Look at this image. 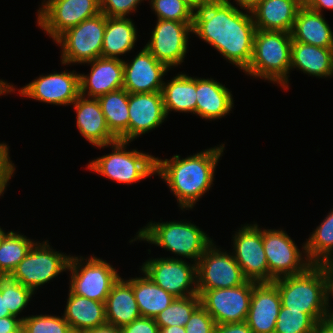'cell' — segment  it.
Here are the masks:
<instances>
[{
	"mask_svg": "<svg viewBox=\"0 0 333 333\" xmlns=\"http://www.w3.org/2000/svg\"><path fill=\"white\" fill-rule=\"evenodd\" d=\"M290 33L294 41L333 49V32L325 17L306 5L298 10Z\"/></svg>",
	"mask_w": 333,
	"mask_h": 333,
	"instance_id": "obj_25",
	"label": "cell"
},
{
	"mask_svg": "<svg viewBox=\"0 0 333 333\" xmlns=\"http://www.w3.org/2000/svg\"><path fill=\"white\" fill-rule=\"evenodd\" d=\"M256 284L247 280L237 287L198 290L201 306L212 316L215 324L244 322Z\"/></svg>",
	"mask_w": 333,
	"mask_h": 333,
	"instance_id": "obj_13",
	"label": "cell"
},
{
	"mask_svg": "<svg viewBox=\"0 0 333 333\" xmlns=\"http://www.w3.org/2000/svg\"><path fill=\"white\" fill-rule=\"evenodd\" d=\"M71 105L77 114V128L91 145L98 147L118 140L110 132L97 99L80 95Z\"/></svg>",
	"mask_w": 333,
	"mask_h": 333,
	"instance_id": "obj_22",
	"label": "cell"
},
{
	"mask_svg": "<svg viewBox=\"0 0 333 333\" xmlns=\"http://www.w3.org/2000/svg\"><path fill=\"white\" fill-rule=\"evenodd\" d=\"M5 190L0 186V196L4 194Z\"/></svg>",
	"mask_w": 333,
	"mask_h": 333,
	"instance_id": "obj_56",
	"label": "cell"
},
{
	"mask_svg": "<svg viewBox=\"0 0 333 333\" xmlns=\"http://www.w3.org/2000/svg\"><path fill=\"white\" fill-rule=\"evenodd\" d=\"M201 305L199 295L175 298V300L157 316L154 320L159 329L170 326H183L190 319L192 313Z\"/></svg>",
	"mask_w": 333,
	"mask_h": 333,
	"instance_id": "obj_35",
	"label": "cell"
},
{
	"mask_svg": "<svg viewBox=\"0 0 333 333\" xmlns=\"http://www.w3.org/2000/svg\"><path fill=\"white\" fill-rule=\"evenodd\" d=\"M100 0H43L37 25L55 41L68 29L98 15Z\"/></svg>",
	"mask_w": 333,
	"mask_h": 333,
	"instance_id": "obj_11",
	"label": "cell"
},
{
	"mask_svg": "<svg viewBox=\"0 0 333 333\" xmlns=\"http://www.w3.org/2000/svg\"><path fill=\"white\" fill-rule=\"evenodd\" d=\"M291 33L259 30L254 35L253 55L245 74L289 87L291 66Z\"/></svg>",
	"mask_w": 333,
	"mask_h": 333,
	"instance_id": "obj_4",
	"label": "cell"
},
{
	"mask_svg": "<svg viewBox=\"0 0 333 333\" xmlns=\"http://www.w3.org/2000/svg\"><path fill=\"white\" fill-rule=\"evenodd\" d=\"M316 325L309 314L281 305L274 333H314Z\"/></svg>",
	"mask_w": 333,
	"mask_h": 333,
	"instance_id": "obj_36",
	"label": "cell"
},
{
	"mask_svg": "<svg viewBox=\"0 0 333 333\" xmlns=\"http://www.w3.org/2000/svg\"><path fill=\"white\" fill-rule=\"evenodd\" d=\"M225 144L205 149L186 158L156 157V174L167 183L181 210L193 209L196 202L213 187L216 165Z\"/></svg>",
	"mask_w": 333,
	"mask_h": 333,
	"instance_id": "obj_2",
	"label": "cell"
},
{
	"mask_svg": "<svg viewBox=\"0 0 333 333\" xmlns=\"http://www.w3.org/2000/svg\"><path fill=\"white\" fill-rule=\"evenodd\" d=\"M106 22L107 16L99 13L61 34L54 43L61 46L62 65H85L102 57Z\"/></svg>",
	"mask_w": 333,
	"mask_h": 333,
	"instance_id": "obj_7",
	"label": "cell"
},
{
	"mask_svg": "<svg viewBox=\"0 0 333 333\" xmlns=\"http://www.w3.org/2000/svg\"><path fill=\"white\" fill-rule=\"evenodd\" d=\"M143 0H100V12L107 17H128Z\"/></svg>",
	"mask_w": 333,
	"mask_h": 333,
	"instance_id": "obj_40",
	"label": "cell"
},
{
	"mask_svg": "<svg viewBox=\"0 0 333 333\" xmlns=\"http://www.w3.org/2000/svg\"><path fill=\"white\" fill-rule=\"evenodd\" d=\"M333 266V258L328 261Z\"/></svg>",
	"mask_w": 333,
	"mask_h": 333,
	"instance_id": "obj_57",
	"label": "cell"
},
{
	"mask_svg": "<svg viewBox=\"0 0 333 333\" xmlns=\"http://www.w3.org/2000/svg\"><path fill=\"white\" fill-rule=\"evenodd\" d=\"M306 239L305 250L312 264H323L333 258V209Z\"/></svg>",
	"mask_w": 333,
	"mask_h": 333,
	"instance_id": "obj_33",
	"label": "cell"
},
{
	"mask_svg": "<svg viewBox=\"0 0 333 333\" xmlns=\"http://www.w3.org/2000/svg\"><path fill=\"white\" fill-rule=\"evenodd\" d=\"M123 88L128 93L160 92L170 70L145 47L129 62L123 60Z\"/></svg>",
	"mask_w": 333,
	"mask_h": 333,
	"instance_id": "obj_18",
	"label": "cell"
},
{
	"mask_svg": "<svg viewBox=\"0 0 333 333\" xmlns=\"http://www.w3.org/2000/svg\"><path fill=\"white\" fill-rule=\"evenodd\" d=\"M63 317L74 333H83L107 324L104 302L78 296L70 290Z\"/></svg>",
	"mask_w": 333,
	"mask_h": 333,
	"instance_id": "obj_27",
	"label": "cell"
},
{
	"mask_svg": "<svg viewBox=\"0 0 333 333\" xmlns=\"http://www.w3.org/2000/svg\"><path fill=\"white\" fill-rule=\"evenodd\" d=\"M262 0H234L240 9L251 11Z\"/></svg>",
	"mask_w": 333,
	"mask_h": 333,
	"instance_id": "obj_50",
	"label": "cell"
},
{
	"mask_svg": "<svg viewBox=\"0 0 333 333\" xmlns=\"http://www.w3.org/2000/svg\"><path fill=\"white\" fill-rule=\"evenodd\" d=\"M35 241L19 232L9 231L0 245V277H8L34 245Z\"/></svg>",
	"mask_w": 333,
	"mask_h": 333,
	"instance_id": "obj_34",
	"label": "cell"
},
{
	"mask_svg": "<svg viewBox=\"0 0 333 333\" xmlns=\"http://www.w3.org/2000/svg\"><path fill=\"white\" fill-rule=\"evenodd\" d=\"M272 283L279 291L283 307L307 313L317 323L328 318L327 281L321 265L312 264L301 274L281 277Z\"/></svg>",
	"mask_w": 333,
	"mask_h": 333,
	"instance_id": "obj_3",
	"label": "cell"
},
{
	"mask_svg": "<svg viewBox=\"0 0 333 333\" xmlns=\"http://www.w3.org/2000/svg\"><path fill=\"white\" fill-rule=\"evenodd\" d=\"M238 8L229 0H209L194 11L192 33L244 72L252 59L257 29L251 11L247 14Z\"/></svg>",
	"mask_w": 333,
	"mask_h": 333,
	"instance_id": "obj_1",
	"label": "cell"
},
{
	"mask_svg": "<svg viewBox=\"0 0 333 333\" xmlns=\"http://www.w3.org/2000/svg\"><path fill=\"white\" fill-rule=\"evenodd\" d=\"M214 333H253L247 323L216 324Z\"/></svg>",
	"mask_w": 333,
	"mask_h": 333,
	"instance_id": "obj_45",
	"label": "cell"
},
{
	"mask_svg": "<svg viewBox=\"0 0 333 333\" xmlns=\"http://www.w3.org/2000/svg\"><path fill=\"white\" fill-rule=\"evenodd\" d=\"M110 132L119 140L129 142V93L124 89L97 98Z\"/></svg>",
	"mask_w": 333,
	"mask_h": 333,
	"instance_id": "obj_32",
	"label": "cell"
},
{
	"mask_svg": "<svg viewBox=\"0 0 333 333\" xmlns=\"http://www.w3.org/2000/svg\"><path fill=\"white\" fill-rule=\"evenodd\" d=\"M215 321L200 305L185 325L186 333H214Z\"/></svg>",
	"mask_w": 333,
	"mask_h": 333,
	"instance_id": "obj_41",
	"label": "cell"
},
{
	"mask_svg": "<svg viewBox=\"0 0 333 333\" xmlns=\"http://www.w3.org/2000/svg\"><path fill=\"white\" fill-rule=\"evenodd\" d=\"M90 73H79L80 95L95 98L123 88L124 66L122 59L97 58L87 62Z\"/></svg>",
	"mask_w": 333,
	"mask_h": 333,
	"instance_id": "obj_20",
	"label": "cell"
},
{
	"mask_svg": "<svg viewBox=\"0 0 333 333\" xmlns=\"http://www.w3.org/2000/svg\"><path fill=\"white\" fill-rule=\"evenodd\" d=\"M140 271L176 298L198 295L197 264L181 257L149 258Z\"/></svg>",
	"mask_w": 333,
	"mask_h": 333,
	"instance_id": "obj_12",
	"label": "cell"
},
{
	"mask_svg": "<svg viewBox=\"0 0 333 333\" xmlns=\"http://www.w3.org/2000/svg\"><path fill=\"white\" fill-rule=\"evenodd\" d=\"M318 78L333 76V49L304 44L292 40L291 66Z\"/></svg>",
	"mask_w": 333,
	"mask_h": 333,
	"instance_id": "obj_28",
	"label": "cell"
},
{
	"mask_svg": "<svg viewBox=\"0 0 333 333\" xmlns=\"http://www.w3.org/2000/svg\"><path fill=\"white\" fill-rule=\"evenodd\" d=\"M157 19L193 22L194 11L182 0H150Z\"/></svg>",
	"mask_w": 333,
	"mask_h": 333,
	"instance_id": "obj_39",
	"label": "cell"
},
{
	"mask_svg": "<svg viewBox=\"0 0 333 333\" xmlns=\"http://www.w3.org/2000/svg\"><path fill=\"white\" fill-rule=\"evenodd\" d=\"M160 333H186V329L183 326H170L160 329Z\"/></svg>",
	"mask_w": 333,
	"mask_h": 333,
	"instance_id": "obj_53",
	"label": "cell"
},
{
	"mask_svg": "<svg viewBox=\"0 0 333 333\" xmlns=\"http://www.w3.org/2000/svg\"><path fill=\"white\" fill-rule=\"evenodd\" d=\"M122 333H160L154 318L140 317L121 327Z\"/></svg>",
	"mask_w": 333,
	"mask_h": 333,
	"instance_id": "obj_43",
	"label": "cell"
},
{
	"mask_svg": "<svg viewBox=\"0 0 333 333\" xmlns=\"http://www.w3.org/2000/svg\"><path fill=\"white\" fill-rule=\"evenodd\" d=\"M281 307L277 287L271 283H257L253 287L245 322L253 333H274Z\"/></svg>",
	"mask_w": 333,
	"mask_h": 333,
	"instance_id": "obj_21",
	"label": "cell"
},
{
	"mask_svg": "<svg viewBox=\"0 0 333 333\" xmlns=\"http://www.w3.org/2000/svg\"><path fill=\"white\" fill-rule=\"evenodd\" d=\"M193 22L157 19L152 36L144 46L169 69L184 62Z\"/></svg>",
	"mask_w": 333,
	"mask_h": 333,
	"instance_id": "obj_16",
	"label": "cell"
},
{
	"mask_svg": "<svg viewBox=\"0 0 333 333\" xmlns=\"http://www.w3.org/2000/svg\"><path fill=\"white\" fill-rule=\"evenodd\" d=\"M67 271L70 272L69 290L73 294L104 303L120 277L110 263L94 255L86 259L71 256Z\"/></svg>",
	"mask_w": 333,
	"mask_h": 333,
	"instance_id": "obj_8",
	"label": "cell"
},
{
	"mask_svg": "<svg viewBox=\"0 0 333 333\" xmlns=\"http://www.w3.org/2000/svg\"><path fill=\"white\" fill-rule=\"evenodd\" d=\"M166 115L170 111L196 114V77L180 73L162 86Z\"/></svg>",
	"mask_w": 333,
	"mask_h": 333,
	"instance_id": "obj_30",
	"label": "cell"
},
{
	"mask_svg": "<svg viewBox=\"0 0 333 333\" xmlns=\"http://www.w3.org/2000/svg\"><path fill=\"white\" fill-rule=\"evenodd\" d=\"M6 316H12V315L10 314L9 310L6 308L5 294H1L0 291V318Z\"/></svg>",
	"mask_w": 333,
	"mask_h": 333,
	"instance_id": "obj_54",
	"label": "cell"
},
{
	"mask_svg": "<svg viewBox=\"0 0 333 333\" xmlns=\"http://www.w3.org/2000/svg\"><path fill=\"white\" fill-rule=\"evenodd\" d=\"M231 92L213 78L196 77V115L210 121L225 117L234 107Z\"/></svg>",
	"mask_w": 333,
	"mask_h": 333,
	"instance_id": "obj_24",
	"label": "cell"
},
{
	"mask_svg": "<svg viewBox=\"0 0 333 333\" xmlns=\"http://www.w3.org/2000/svg\"><path fill=\"white\" fill-rule=\"evenodd\" d=\"M242 226L232 235L234 236L232 237L234 247L232 255L248 281L270 283V273L263 247V229L257 223Z\"/></svg>",
	"mask_w": 333,
	"mask_h": 333,
	"instance_id": "obj_14",
	"label": "cell"
},
{
	"mask_svg": "<svg viewBox=\"0 0 333 333\" xmlns=\"http://www.w3.org/2000/svg\"><path fill=\"white\" fill-rule=\"evenodd\" d=\"M186 3L193 11L199 10L204 6L209 0H182Z\"/></svg>",
	"mask_w": 333,
	"mask_h": 333,
	"instance_id": "obj_51",
	"label": "cell"
},
{
	"mask_svg": "<svg viewBox=\"0 0 333 333\" xmlns=\"http://www.w3.org/2000/svg\"><path fill=\"white\" fill-rule=\"evenodd\" d=\"M49 241H36L9 276L34 293L61 272L67 271L71 255L52 249Z\"/></svg>",
	"mask_w": 333,
	"mask_h": 333,
	"instance_id": "obj_9",
	"label": "cell"
},
{
	"mask_svg": "<svg viewBox=\"0 0 333 333\" xmlns=\"http://www.w3.org/2000/svg\"><path fill=\"white\" fill-rule=\"evenodd\" d=\"M107 324L122 327L141 317L132 285L124 278L112 285L105 300Z\"/></svg>",
	"mask_w": 333,
	"mask_h": 333,
	"instance_id": "obj_26",
	"label": "cell"
},
{
	"mask_svg": "<svg viewBox=\"0 0 333 333\" xmlns=\"http://www.w3.org/2000/svg\"><path fill=\"white\" fill-rule=\"evenodd\" d=\"M76 71L53 72L41 75L26 84L19 94L53 105H71L80 96L79 74Z\"/></svg>",
	"mask_w": 333,
	"mask_h": 333,
	"instance_id": "obj_17",
	"label": "cell"
},
{
	"mask_svg": "<svg viewBox=\"0 0 333 333\" xmlns=\"http://www.w3.org/2000/svg\"><path fill=\"white\" fill-rule=\"evenodd\" d=\"M325 272L326 281H327V313L328 318H333V311L330 307V296L333 298V266L329 262L320 264Z\"/></svg>",
	"mask_w": 333,
	"mask_h": 333,
	"instance_id": "obj_46",
	"label": "cell"
},
{
	"mask_svg": "<svg viewBox=\"0 0 333 333\" xmlns=\"http://www.w3.org/2000/svg\"><path fill=\"white\" fill-rule=\"evenodd\" d=\"M7 233L0 227V245L2 242L3 237L6 235Z\"/></svg>",
	"mask_w": 333,
	"mask_h": 333,
	"instance_id": "obj_55",
	"label": "cell"
},
{
	"mask_svg": "<svg viewBox=\"0 0 333 333\" xmlns=\"http://www.w3.org/2000/svg\"><path fill=\"white\" fill-rule=\"evenodd\" d=\"M15 90L16 89L13 84L7 83V81L0 79V95L15 92Z\"/></svg>",
	"mask_w": 333,
	"mask_h": 333,
	"instance_id": "obj_52",
	"label": "cell"
},
{
	"mask_svg": "<svg viewBox=\"0 0 333 333\" xmlns=\"http://www.w3.org/2000/svg\"><path fill=\"white\" fill-rule=\"evenodd\" d=\"M304 5L310 10L321 14L324 9L333 10V0H305Z\"/></svg>",
	"mask_w": 333,
	"mask_h": 333,
	"instance_id": "obj_47",
	"label": "cell"
},
{
	"mask_svg": "<svg viewBox=\"0 0 333 333\" xmlns=\"http://www.w3.org/2000/svg\"><path fill=\"white\" fill-rule=\"evenodd\" d=\"M9 155V146L6 143H0V186L6 190L8 182L15 172V165L12 163Z\"/></svg>",
	"mask_w": 333,
	"mask_h": 333,
	"instance_id": "obj_42",
	"label": "cell"
},
{
	"mask_svg": "<svg viewBox=\"0 0 333 333\" xmlns=\"http://www.w3.org/2000/svg\"><path fill=\"white\" fill-rule=\"evenodd\" d=\"M214 243L196 263L198 290L230 288L244 284L247 279L232 253L221 251Z\"/></svg>",
	"mask_w": 333,
	"mask_h": 333,
	"instance_id": "obj_15",
	"label": "cell"
},
{
	"mask_svg": "<svg viewBox=\"0 0 333 333\" xmlns=\"http://www.w3.org/2000/svg\"><path fill=\"white\" fill-rule=\"evenodd\" d=\"M141 277L129 278L141 317L155 318L165 310L176 297L154 283L144 272Z\"/></svg>",
	"mask_w": 333,
	"mask_h": 333,
	"instance_id": "obj_31",
	"label": "cell"
},
{
	"mask_svg": "<svg viewBox=\"0 0 333 333\" xmlns=\"http://www.w3.org/2000/svg\"><path fill=\"white\" fill-rule=\"evenodd\" d=\"M22 333H74L63 316L32 315L22 320Z\"/></svg>",
	"mask_w": 333,
	"mask_h": 333,
	"instance_id": "obj_38",
	"label": "cell"
},
{
	"mask_svg": "<svg viewBox=\"0 0 333 333\" xmlns=\"http://www.w3.org/2000/svg\"><path fill=\"white\" fill-rule=\"evenodd\" d=\"M137 41V29L131 18L107 17L102 46V57L121 59L129 53Z\"/></svg>",
	"mask_w": 333,
	"mask_h": 333,
	"instance_id": "obj_29",
	"label": "cell"
},
{
	"mask_svg": "<svg viewBox=\"0 0 333 333\" xmlns=\"http://www.w3.org/2000/svg\"><path fill=\"white\" fill-rule=\"evenodd\" d=\"M129 142L161 126L167 115L162 93H129Z\"/></svg>",
	"mask_w": 333,
	"mask_h": 333,
	"instance_id": "obj_19",
	"label": "cell"
},
{
	"mask_svg": "<svg viewBox=\"0 0 333 333\" xmlns=\"http://www.w3.org/2000/svg\"><path fill=\"white\" fill-rule=\"evenodd\" d=\"M83 333H122V330H121V327H116L113 325L105 324L100 327L86 330Z\"/></svg>",
	"mask_w": 333,
	"mask_h": 333,
	"instance_id": "obj_49",
	"label": "cell"
},
{
	"mask_svg": "<svg viewBox=\"0 0 333 333\" xmlns=\"http://www.w3.org/2000/svg\"><path fill=\"white\" fill-rule=\"evenodd\" d=\"M303 0H262L252 10L256 29L290 33Z\"/></svg>",
	"mask_w": 333,
	"mask_h": 333,
	"instance_id": "obj_23",
	"label": "cell"
},
{
	"mask_svg": "<svg viewBox=\"0 0 333 333\" xmlns=\"http://www.w3.org/2000/svg\"><path fill=\"white\" fill-rule=\"evenodd\" d=\"M314 333H333V318H326L318 322Z\"/></svg>",
	"mask_w": 333,
	"mask_h": 333,
	"instance_id": "obj_48",
	"label": "cell"
},
{
	"mask_svg": "<svg viewBox=\"0 0 333 333\" xmlns=\"http://www.w3.org/2000/svg\"><path fill=\"white\" fill-rule=\"evenodd\" d=\"M130 142L117 140L98 148L112 147L110 154L91 160L87 168L119 184H133L156 174V157L137 149L128 150Z\"/></svg>",
	"mask_w": 333,
	"mask_h": 333,
	"instance_id": "obj_6",
	"label": "cell"
},
{
	"mask_svg": "<svg viewBox=\"0 0 333 333\" xmlns=\"http://www.w3.org/2000/svg\"><path fill=\"white\" fill-rule=\"evenodd\" d=\"M0 291L1 294H5L6 308L15 317H19L18 315L26 308L34 294L31 289L12 280L9 276L0 277Z\"/></svg>",
	"mask_w": 333,
	"mask_h": 333,
	"instance_id": "obj_37",
	"label": "cell"
},
{
	"mask_svg": "<svg viewBox=\"0 0 333 333\" xmlns=\"http://www.w3.org/2000/svg\"><path fill=\"white\" fill-rule=\"evenodd\" d=\"M15 316L0 318V333H22V320Z\"/></svg>",
	"mask_w": 333,
	"mask_h": 333,
	"instance_id": "obj_44",
	"label": "cell"
},
{
	"mask_svg": "<svg viewBox=\"0 0 333 333\" xmlns=\"http://www.w3.org/2000/svg\"><path fill=\"white\" fill-rule=\"evenodd\" d=\"M263 247L270 283L281 277L301 274L312 265L305 250V242L302 252L283 229L263 228Z\"/></svg>",
	"mask_w": 333,
	"mask_h": 333,
	"instance_id": "obj_10",
	"label": "cell"
},
{
	"mask_svg": "<svg viewBox=\"0 0 333 333\" xmlns=\"http://www.w3.org/2000/svg\"><path fill=\"white\" fill-rule=\"evenodd\" d=\"M137 240L167 249L175 256L191 259L192 263H197L214 242L206 232L186 220L154 223L151 221L138 230L130 243Z\"/></svg>",
	"mask_w": 333,
	"mask_h": 333,
	"instance_id": "obj_5",
	"label": "cell"
}]
</instances>
